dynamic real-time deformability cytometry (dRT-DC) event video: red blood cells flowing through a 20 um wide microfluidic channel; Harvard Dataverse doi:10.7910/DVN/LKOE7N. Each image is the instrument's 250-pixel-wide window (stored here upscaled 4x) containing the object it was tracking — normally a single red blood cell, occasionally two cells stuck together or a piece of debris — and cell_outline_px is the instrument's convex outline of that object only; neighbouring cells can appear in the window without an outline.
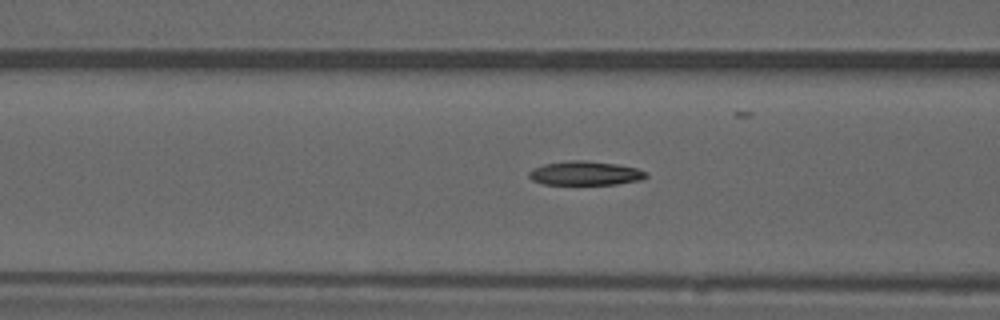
{"species": "common noctule bat (a hibernating species)", "species_latin": "Nyctalus noctula", "temperature_condition": "warm", "stored_images_in_passage": 33, "camera_frame_rate_fps": 3000, "um_per_image_px": 0.085, "animal": {"sex": "male", "forearm_length_mm": 52.5}, "frame": {"image": 1, "passage_image": 10, "time_ms": 3.0, "image_size_px": [1000, 320], "cell_outline_px": [[648, 176], [640, 180], [616, 184], [544, 184], [532, 180], [528, 176], [528, 172], [532, 168], [544, 164], [568, 160], [588, 160], [616, 164], [636, 168], [648, 172]], "centroid_in_image_um": [49.73, 14.71], "position_along_channel_um": 116.9, "area_um2": 16.47}, "authors_computed_cell_mechanics": {"area_um2": 16.5886, "velocity_mm_per_s": 3.9291, "shape_relaxation_time_tau1_ms": null, "shape_relaxation_time_tau2_ms": 4.4883, "deformation_change_tau1": null, "deformation_change_tau2": 0.132}}